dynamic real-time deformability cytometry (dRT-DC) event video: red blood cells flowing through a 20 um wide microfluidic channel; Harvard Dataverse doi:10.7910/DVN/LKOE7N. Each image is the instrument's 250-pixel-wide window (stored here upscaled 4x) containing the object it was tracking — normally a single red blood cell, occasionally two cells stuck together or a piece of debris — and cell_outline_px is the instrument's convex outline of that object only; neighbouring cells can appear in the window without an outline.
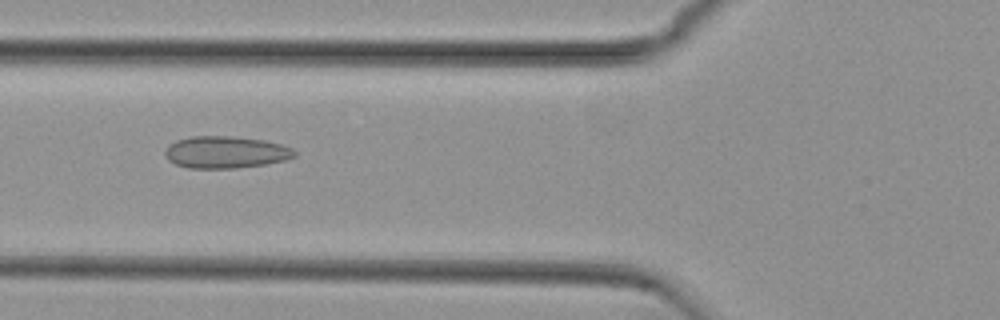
{"species": "common noctule bat (a hibernating species)", "species_latin": "Nyctalus noctula", "temperature_condition": "cold", "stored_images_in_passage": 39, "camera_frame_rate_fps": 3000, "um_per_image_px": 0.085, "animal": {"sex": "female", "body_mass_g": 29.2, "forearm_length_mm": 56.3}, "frame": {"image": 1, "passage_image": 14, "time_ms": 4.333, "image_size_px": [1000, 320], "cell_outline_px": [[296, 156], [284, 160], [264, 164], [236, 168], [188, 168], [176, 164], [168, 160], [164, 152], [168, 144], [176, 140], [192, 136], [232, 136], [264, 140], [280, 144], [292, 148], [296, 152]], "centroid_in_image_um": [19.16, 12.93], "position_along_channel_um": 106.6, "area_um2": 24.16}}
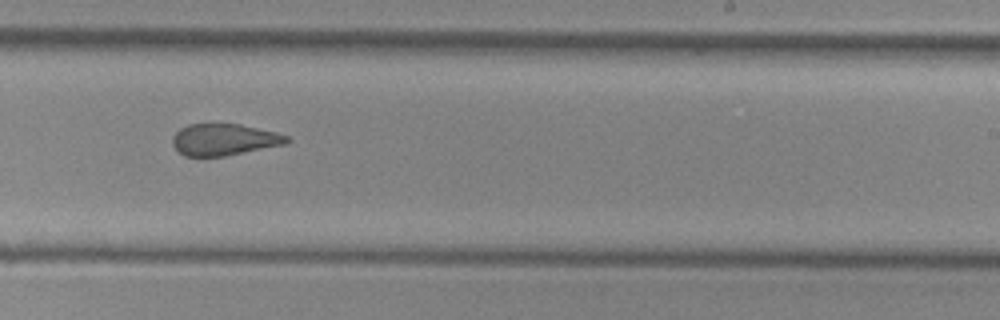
{"frame": {"image": 2, "passage_image": 27, "time_ms": 8.667, "image_size_px": [1000, 320], "cell_outline_px": [[292, 140], [284, 144], [224, 156], [184, 156], [172, 144], [172, 136], [180, 128], [188, 124], [240, 124], [276, 132], [288, 136]], "centroid_in_image_um": [19.04, 11.86], "position_along_channel_um": 270.0, "area_um2": 20.92}}
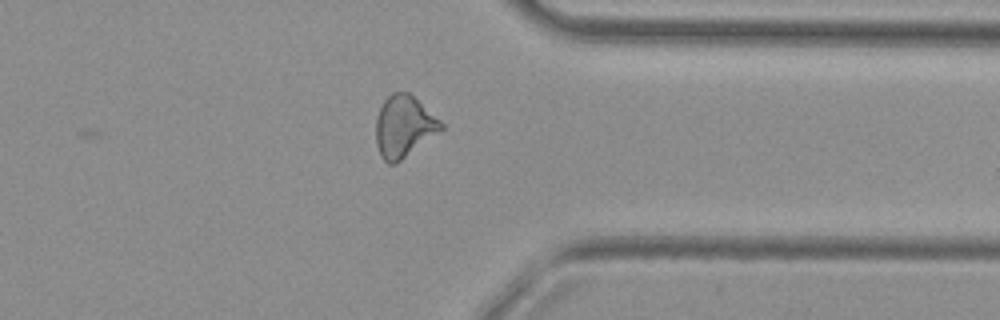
{"frame": {"image": 3, "passage_image": 36, "time_ms": 11.667, "image_size_px": [1000, 320], "cell_outline_px": [[444, 128], [440, 132], [396, 164], [388, 164], [380, 156], [376, 144], [376, 120], [380, 108], [384, 100], [392, 92], [408, 92], [440, 120], [444, 124]], "centroid_in_image_um": [34.32, 10.78], "position_along_channel_um": 377.1, "area_um2": 23.35}, "authors_computed_cell_mechanics": {"area_um2": 23.0622, "velocity_mm_per_s": 3.7711, "shape_relaxation_time_tau1_ms": null, "shape_relaxation_time_tau2_ms": 1.7377, "deformation_change_tau1": null, "deformation_change_tau2": 0.1}}